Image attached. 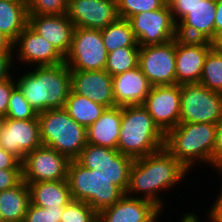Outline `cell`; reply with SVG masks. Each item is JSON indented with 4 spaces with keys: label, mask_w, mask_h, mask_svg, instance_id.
Masks as SVG:
<instances>
[{
    "label": "cell",
    "mask_w": 222,
    "mask_h": 222,
    "mask_svg": "<svg viewBox=\"0 0 222 222\" xmlns=\"http://www.w3.org/2000/svg\"><path fill=\"white\" fill-rule=\"evenodd\" d=\"M60 222H98V213L86 202L71 200L64 207Z\"/></svg>",
    "instance_id": "33"
},
{
    "label": "cell",
    "mask_w": 222,
    "mask_h": 222,
    "mask_svg": "<svg viewBox=\"0 0 222 222\" xmlns=\"http://www.w3.org/2000/svg\"><path fill=\"white\" fill-rule=\"evenodd\" d=\"M71 90L106 108L116 107L113 97L112 76L99 71L70 70Z\"/></svg>",
    "instance_id": "18"
},
{
    "label": "cell",
    "mask_w": 222,
    "mask_h": 222,
    "mask_svg": "<svg viewBox=\"0 0 222 222\" xmlns=\"http://www.w3.org/2000/svg\"><path fill=\"white\" fill-rule=\"evenodd\" d=\"M28 17L25 0H0V31L13 42L28 26Z\"/></svg>",
    "instance_id": "25"
},
{
    "label": "cell",
    "mask_w": 222,
    "mask_h": 222,
    "mask_svg": "<svg viewBox=\"0 0 222 222\" xmlns=\"http://www.w3.org/2000/svg\"><path fill=\"white\" fill-rule=\"evenodd\" d=\"M14 64L13 52H0V81L9 78L12 75L15 71V69H13L15 66Z\"/></svg>",
    "instance_id": "40"
},
{
    "label": "cell",
    "mask_w": 222,
    "mask_h": 222,
    "mask_svg": "<svg viewBox=\"0 0 222 222\" xmlns=\"http://www.w3.org/2000/svg\"><path fill=\"white\" fill-rule=\"evenodd\" d=\"M101 35L108 53L122 47H140L127 19L118 18L102 29Z\"/></svg>",
    "instance_id": "27"
},
{
    "label": "cell",
    "mask_w": 222,
    "mask_h": 222,
    "mask_svg": "<svg viewBox=\"0 0 222 222\" xmlns=\"http://www.w3.org/2000/svg\"><path fill=\"white\" fill-rule=\"evenodd\" d=\"M107 57L101 30L75 27L69 53L65 56L70 70H104Z\"/></svg>",
    "instance_id": "8"
},
{
    "label": "cell",
    "mask_w": 222,
    "mask_h": 222,
    "mask_svg": "<svg viewBox=\"0 0 222 222\" xmlns=\"http://www.w3.org/2000/svg\"><path fill=\"white\" fill-rule=\"evenodd\" d=\"M216 199L213 201V205L209 207L207 214L208 222H222V195L218 193Z\"/></svg>",
    "instance_id": "43"
},
{
    "label": "cell",
    "mask_w": 222,
    "mask_h": 222,
    "mask_svg": "<svg viewBox=\"0 0 222 222\" xmlns=\"http://www.w3.org/2000/svg\"><path fill=\"white\" fill-rule=\"evenodd\" d=\"M128 21L139 46L164 44L177 37V25L167 3L158 10L135 14Z\"/></svg>",
    "instance_id": "9"
},
{
    "label": "cell",
    "mask_w": 222,
    "mask_h": 222,
    "mask_svg": "<svg viewBox=\"0 0 222 222\" xmlns=\"http://www.w3.org/2000/svg\"><path fill=\"white\" fill-rule=\"evenodd\" d=\"M216 0H201L176 24L177 36L210 42L215 35Z\"/></svg>",
    "instance_id": "20"
},
{
    "label": "cell",
    "mask_w": 222,
    "mask_h": 222,
    "mask_svg": "<svg viewBox=\"0 0 222 222\" xmlns=\"http://www.w3.org/2000/svg\"><path fill=\"white\" fill-rule=\"evenodd\" d=\"M15 87L16 81L13 74L9 78L0 81V119L6 117L10 94Z\"/></svg>",
    "instance_id": "38"
},
{
    "label": "cell",
    "mask_w": 222,
    "mask_h": 222,
    "mask_svg": "<svg viewBox=\"0 0 222 222\" xmlns=\"http://www.w3.org/2000/svg\"><path fill=\"white\" fill-rule=\"evenodd\" d=\"M217 172H219L222 175V165L219 166L218 168L215 169ZM222 180V178H221ZM222 183V182H221ZM221 187H219V194L222 195V184L220 185Z\"/></svg>",
    "instance_id": "48"
},
{
    "label": "cell",
    "mask_w": 222,
    "mask_h": 222,
    "mask_svg": "<svg viewBox=\"0 0 222 222\" xmlns=\"http://www.w3.org/2000/svg\"><path fill=\"white\" fill-rule=\"evenodd\" d=\"M103 172L90 170L71 160L67 182L73 200L86 202L97 213L118 202L125 193Z\"/></svg>",
    "instance_id": "5"
},
{
    "label": "cell",
    "mask_w": 222,
    "mask_h": 222,
    "mask_svg": "<svg viewBox=\"0 0 222 222\" xmlns=\"http://www.w3.org/2000/svg\"><path fill=\"white\" fill-rule=\"evenodd\" d=\"M188 173L190 172L164 147L134 160L125 194L152 201L163 211V200L166 197L163 196V191H172L176 184L184 182Z\"/></svg>",
    "instance_id": "1"
},
{
    "label": "cell",
    "mask_w": 222,
    "mask_h": 222,
    "mask_svg": "<svg viewBox=\"0 0 222 222\" xmlns=\"http://www.w3.org/2000/svg\"><path fill=\"white\" fill-rule=\"evenodd\" d=\"M109 159H112V149L87 143L75 160L87 169L103 171Z\"/></svg>",
    "instance_id": "31"
},
{
    "label": "cell",
    "mask_w": 222,
    "mask_h": 222,
    "mask_svg": "<svg viewBox=\"0 0 222 222\" xmlns=\"http://www.w3.org/2000/svg\"><path fill=\"white\" fill-rule=\"evenodd\" d=\"M202 222L199 218L198 215H196V213L192 212V211H188L187 213H184V215H182L181 220H179L178 222Z\"/></svg>",
    "instance_id": "47"
},
{
    "label": "cell",
    "mask_w": 222,
    "mask_h": 222,
    "mask_svg": "<svg viewBox=\"0 0 222 222\" xmlns=\"http://www.w3.org/2000/svg\"><path fill=\"white\" fill-rule=\"evenodd\" d=\"M70 159L55 149L40 146L28 153L22 164V178L29 183L67 180Z\"/></svg>",
    "instance_id": "10"
},
{
    "label": "cell",
    "mask_w": 222,
    "mask_h": 222,
    "mask_svg": "<svg viewBox=\"0 0 222 222\" xmlns=\"http://www.w3.org/2000/svg\"><path fill=\"white\" fill-rule=\"evenodd\" d=\"M22 180V169H0V192L18 185Z\"/></svg>",
    "instance_id": "39"
},
{
    "label": "cell",
    "mask_w": 222,
    "mask_h": 222,
    "mask_svg": "<svg viewBox=\"0 0 222 222\" xmlns=\"http://www.w3.org/2000/svg\"><path fill=\"white\" fill-rule=\"evenodd\" d=\"M201 0H167V5L172 13L174 22L177 24L187 13Z\"/></svg>",
    "instance_id": "37"
},
{
    "label": "cell",
    "mask_w": 222,
    "mask_h": 222,
    "mask_svg": "<svg viewBox=\"0 0 222 222\" xmlns=\"http://www.w3.org/2000/svg\"><path fill=\"white\" fill-rule=\"evenodd\" d=\"M215 33L222 30V0H216Z\"/></svg>",
    "instance_id": "45"
},
{
    "label": "cell",
    "mask_w": 222,
    "mask_h": 222,
    "mask_svg": "<svg viewBox=\"0 0 222 222\" xmlns=\"http://www.w3.org/2000/svg\"><path fill=\"white\" fill-rule=\"evenodd\" d=\"M28 26L48 40L64 58L69 53L75 26L67 14H29Z\"/></svg>",
    "instance_id": "19"
},
{
    "label": "cell",
    "mask_w": 222,
    "mask_h": 222,
    "mask_svg": "<svg viewBox=\"0 0 222 222\" xmlns=\"http://www.w3.org/2000/svg\"><path fill=\"white\" fill-rule=\"evenodd\" d=\"M165 145V134L142 105L122 107L117 150L133 159L155 153Z\"/></svg>",
    "instance_id": "4"
},
{
    "label": "cell",
    "mask_w": 222,
    "mask_h": 222,
    "mask_svg": "<svg viewBox=\"0 0 222 222\" xmlns=\"http://www.w3.org/2000/svg\"><path fill=\"white\" fill-rule=\"evenodd\" d=\"M142 106L159 129L166 134L180 123V85L152 86Z\"/></svg>",
    "instance_id": "12"
},
{
    "label": "cell",
    "mask_w": 222,
    "mask_h": 222,
    "mask_svg": "<svg viewBox=\"0 0 222 222\" xmlns=\"http://www.w3.org/2000/svg\"><path fill=\"white\" fill-rule=\"evenodd\" d=\"M162 214L163 211L152 201L125 194L98 213V222H158Z\"/></svg>",
    "instance_id": "17"
},
{
    "label": "cell",
    "mask_w": 222,
    "mask_h": 222,
    "mask_svg": "<svg viewBox=\"0 0 222 222\" xmlns=\"http://www.w3.org/2000/svg\"><path fill=\"white\" fill-rule=\"evenodd\" d=\"M42 145L38 119H0V147L20 161Z\"/></svg>",
    "instance_id": "13"
},
{
    "label": "cell",
    "mask_w": 222,
    "mask_h": 222,
    "mask_svg": "<svg viewBox=\"0 0 222 222\" xmlns=\"http://www.w3.org/2000/svg\"><path fill=\"white\" fill-rule=\"evenodd\" d=\"M210 44L212 49L222 53V30L215 33L213 39L210 41Z\"/></svg>",
    "instance_id": "46"
},
{
    "label": "cell",
    "mask_w": 222,
    "mask_h": 222,
    "mask_svg": "<svg viewBox=\"0 0 222 222\" xmlns=\"http://www.w3.org/2000/svg\"><path fill=\"white\" fill-rule=\"evenodd\" d=\"M29 204L30 190L24 180L0 192V212L4 221H24Z\"/></svg>",
    "instance_id": "24"
},
{
    "label": "cell",
    "mask_w": 222,
    "mask_h": 222,
    "mask_svg": "<svg viewBox=\"0 0 222 222\" xmlns=\"http://www.w3.org/2000/svg\"><path fill=\"white\" fill-rule=\"evenodd\" d=\"M222 165V119L216 126V140L213 154V169Z\"/></svg>",
    "instance_id": "41"
},
{
    "label": "cell",
    "mask_w": 222,
    "mask_h": 222,
    "mask_svg": "<svg viewBox=\"0 0 222 222\" xmlns=\"http://www.w3.org/2000/svg\"><path fill=\"white\" fill-rule=\"evenodd\" d=\"M63 109L87 129L101 117L106 107L70 90Z\"/></svg>",
    "instance_id": "26"
},
{
    "label": "cell",
    "mask_w": 222,
    "mask_h": 222,
    "mask_svg": "<svg viewBox=\"0 0 222 222\" xmlns=\"http://www.w3.org/2000/svg\"><path fill=\"white\" fill-rule=\"evenodd\" d=\"M140 47H122L108 53L105 70L113 77L138 67Z\"/></svg>",
    "instance_id": "29"
},
{
    "label": "cell",
    "mask_w": 222,
    "mask_h": 222,
    "mask_svg": "<svg viewBox=\"0 0 222 222\" xmlns=\"http://www.w3.org/2000/svg\"><path fill=\"white\" fill-rule=\"evenodd\" d=\"M122 120V107L106 108L101 117L89 126L87 143L117 150Z\"/></svg>",
    "instance_id": "22"
},
{
    "label": "cell",
    "mask_w": 222,
    "mask_h": 222,
    "mask_svg": "<svg viewBox=\"0 0 222 222\" xmlns=\"http://www.w3.org/2000/svg\"><path fill=\"white\" fill-rule=\"evenodd\" d=\"M0 222H4V220L2 218V215H1V212H0Z\"/></svg>",
    "instance_id": "49"
},
{
    "label": "cell",
    "mask_w": 222,
    "mask_h": 222,
    "mask_svg": "<svg viewBox=\"0 0 222 222\" xmlns=\"http://www.w3.org/2000/svg\"><path fill=\"white\" fill-rule=\"evenodd\" d=\"M180 123H213L222 119V93L200 83L180 85Z\"/></svg>",
    "instance_id": "7"
},
{
    "label": "cell",
    "mask_w": 222,
    "mask_h": 222,
    "mask_svg": "<svg viewBox=\"0 0 222 222\" xmlns=\"http://www.w3.org/2000/svg\"><path fill=\"white\" fill-rule=\"evenodd\" d=\"M167 0H117L119 18L129 19L144 11H154L162 8Z\"/></svg>",
    "instance_id": "34"
},
{
    "label": "cell",
    "mask_w": 222,
    "mask_h": 222,
    "mask_svg": "<svg viewBox=\"0 0 222 222\" xmlns=\"http://www.w3.org/2000/svg\"><path fill=\"white\" fill-rule=\"evenodd\" d=\"M5 118L18 120L38 119V114L31 107L17 86L10 94Z\"/></svg>",
    "instance_id": "32"
},
{
    "label": "cell",
    "mask_w": 222,
    "mask_h": 222,
    "mask_svg": "<svg viewBox=\"0 0 222 222\" xmlns=\"http://www.w3.org/2000/svg\"><path fill=\"white\" fill-rule=\"evenodd\" d=\"M0 169H22L21 161L0 147Z\"/></svg>",
    "instance_id": "42"
},
{
    "label": "cell",
    "mask_w": 222,
    "mask_h": 222,
    "mask_svg": "<svg viewBox=\"0 0 222 222\" xmlns=\"http://www.w3.org/2000/svg\"><path fill=\"white\" fill-rule=\"evenodd\" d=\"M135 159L121 154L118 150L112 149V159H109L108 165L103 172L111 179L110 181L126 193L130 170Z\"/></svg>",
    "instance_id": "28"
},
{
    "label": "cell",
    "mask_w": 222,
    "mask_h": 222,
    "mask_svg": "<svg viewBox=\"0 0 222 222\" xmlns=\"http://www.w3.org/2000/svg\"><path fill=\"white\" fill-rule=\"evenodd\" d=\"M138 67L152 86L176 84L175 39L164 44L140 46Z\"/></svg>",
    "instance_id": "11"
},
{
    "label": "cell",
    "mask_w": 222,
    "mask_h": 222,
    "mask_svg": "<svg viewBox=\"0 0 222 222\" xmlns=\"http://www.w3.org/2000/svg\"><path fill=\"white\" fill-rule=\"evenodd\" d=\"M67 16L75 27L102 30L119 18L117 0H68Z\"/></svg>",
    "instance_id": "16"
},
{
    "label": "cell",
    "mask_w": 222,
    "mask_h": 222,
    "mask_svg": "<svg viewBox=\"0 0 222 222\" xmlns=\"http://www.w3.org/2000/svg\"><path fill=\"white\" fill-rule=\"evenodd\" d=\"M64 207L41 208L30 202L23 222H60Z\"/></svg>",
    "instance_id": "36"
},
{
    "label": "cell",
    "mask_w": 222,
    "mask_h": 222,
    "mask_svg": "<svg viewBox=\"0 0 222 222\" xmlns=\"http://www.w3.org/2000/svg\"><path fill=\"white\" fill-rule=\"evenodd\" d=\"M28 14L64 15L67 14L68 0H25Z\"/></svg>",
    "instance_id": "35"
},
{
    "label": "cell",
    "mask_w": 222,
    "mask_h": 222,
    "mask_svg": "<svg viewBox=\"0 0 222 222\" xmlns=\"http://www.w3.org/2000/svg\"><path fill=\"white\" fill-rule=\"evenodd\" d=\"M30 68L15 81L35 112L64 108L71 90L70 68L66 63Z\"/></svg>",
    "instance_id": "2"
},
{
    "label": "cell",
    "mask_w": 222,
    "mask_h": 222,
    "mask_svg": "<svg viewBox=\"0 0 222 222\" xmlns=\"http://www.w3.org/2000/svg\"><path fill=\"white\" fill-rule=\"evenodd\" d=\"M211 44L204 40L175 38L176 84L199 83Z\"/></svg>",
    "instance_id": "15"
},
{
    "label": "cell",
    "mask_w": 222,
    "mask_h": 222,
    "mask_svg": "<svg viewBox=\"0 0 222 222\" xmlns=\"http://www.w3.org/2000/svg\"><path fill=\"white\" fill-rule=\"evenodd\" d=\"M200 84L222 93V53L210 49L206 55Z\"/></svg>",
    "instance_id": "30"
},
{
    "label": "cell",
    "mask_w": 222,
    "mask_h": 222,
    "mask_svg": "<svg viewBox=\"0 0 222 222\" xmlns=\"http://www.w3.org/2000/svg\"><path fill=\"white\" fill-rule=\"evenodd\" d=\"M13 60L27 66H53L65 62V58L44 37L27 26L13 44ZM22 62V63H21ZM31 64V65H30Z\"/></svg>",
    "instance_id": "14"
},
{
    "label": "cell",
    "mask_w": 222,
    "mask_h": 222,
    "mask_svg": "<svg viewBox=\"0 0 222 222\" xmlns=\"http://www.w3.org/2000/svg\"><path fill=\"white\" fill-rule=\"evenodd\" d=\"M14 42L0 31V52H13Z\"/></svg>",
    "instance_id": "44"
},
{
    "label": "cell",
    "mask_w": 222,
    "mask_h": 222,
    "mask_svg": "<svg viewBox=\"0 0 222 222\" xmlns=\"http://www.w3.org/2000/svg\"><path fill=\"white\" fill-rule=\"evenodd\" d=\"M38 121L42 144L66 155L70 160H75L87 145L86 128L63 108L38 113Z\"/></svg>",
    "instance_id": "6"
},
{
    "label": "cell",
    "mask_w": 222,
    "mask_h": 222,
    "mask_svg": "<svg viewBox=\"0 0 222 222\" xmlns=\"http://www.w3.org/2000/svg\"><path fill=\"white\" fill-rule=\"evenodd\" d=\"M216 126L213 123H179L165 134L164 147L188 171H194L200 163L207 164L206 168L213 167Z\"/></svg>",
    "instance_id": "3"
},
{
    "label": "cell",
    "mask_w": 222,
    "mask_h": 222,
    "mask_svg": "<svg viewBox=\"0 0 222 222\" xmlns=\"http://www.w3.org/2000/svg\"><path fill=\"white\" fill-rule=\"evenodd\" d=\"M113 97L118 107L142 105L152 85L139 67L112 77Z\"/></svg>",
    "instance_id": "21"
},
{
    "label": "cell",
    "mask_w": 222,
    "mask_h": 222,
    "mask_svg": "<svg viewBox=\"0 0 222 222\" xmlns=\"http://www.w3.org/2000/svg\"><path fill=\"white\" fill-rule=\"evenodd\" d=\"M30 202L41 208L66 206L72 199L67 180L29 183Z\"/></svg>",
    "instance_id": "23"
}]
</instances>
